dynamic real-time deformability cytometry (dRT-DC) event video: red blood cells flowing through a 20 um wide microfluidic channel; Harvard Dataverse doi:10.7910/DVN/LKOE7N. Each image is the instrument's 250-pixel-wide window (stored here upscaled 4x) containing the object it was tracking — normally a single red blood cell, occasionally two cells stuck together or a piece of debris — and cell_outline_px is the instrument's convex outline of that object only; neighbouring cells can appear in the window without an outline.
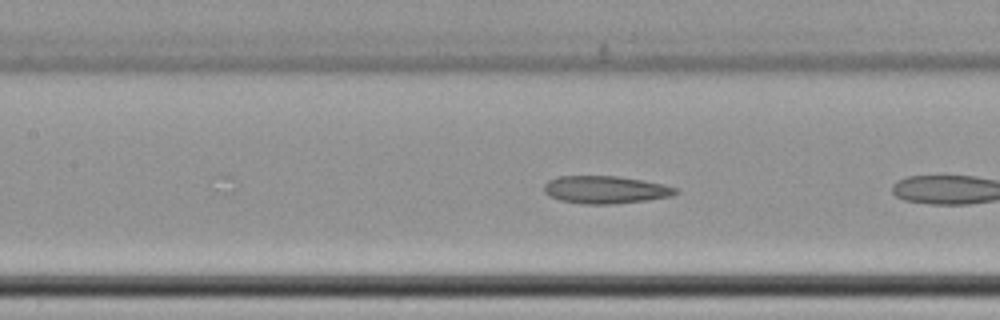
{"species": "common noctule bat (a hibernating species)", "species_latin": "Nyctalus noctula", "temperature_condition": "cold", "stored_images_in_passage": 9, "camera_frame_rate_fps": 3000, "um_per_image_px": 0.085, "animal": {"sex": "female", "body_mass_g": 22.7, "forearm_length_mm": 54.2}, "frame": {"image": 1, "passage_image": 8, "time_ms": 2.333, "image_size_px": [1000, 320], "cell_outline_px": [[680, 192], [672, 196], [648, 200], [612, 204], [584, 204], [560, 200], [548, 196], [544, 192], [544, 184], [548, 180], [556, 176], [616, 176], [644, 180], [680, 188]], "centroid_in_image_um": [51.48, 16.12], "position_along_channel_um": 155.9, "area_um2": 21.44}}